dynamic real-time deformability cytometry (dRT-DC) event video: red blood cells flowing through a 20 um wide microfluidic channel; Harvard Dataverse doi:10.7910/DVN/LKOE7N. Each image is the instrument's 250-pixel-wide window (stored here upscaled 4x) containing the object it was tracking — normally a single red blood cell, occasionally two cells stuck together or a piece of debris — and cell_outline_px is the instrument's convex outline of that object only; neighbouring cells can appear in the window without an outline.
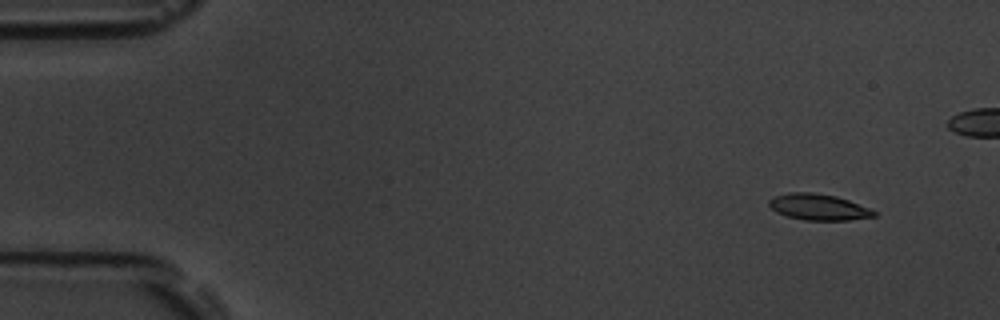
{"species": "common noctule bat (a hibernating species)", "species_latin": "Nyctalus noctula", "temperature_condition": "room temperature", "stored_images_in_passage": 52, "camera_frame_rate_fps": 3000, "um_per_image_px": 0.085, "animal": {"sex": "male", "body_mass_g": 19.5, "forearm_length_mm": 54.6}, "frame": {"image": 1, "passage_image": 1, "time_ms": 0.0, "image_size_px": [1000, 320], "cell_outline_px": [[876, 216], [848, 220], [804, 220], [788, 216], [776, 212], [768, 204], [768, 200], [772, 196], [788, 192], [812, 192], [836, 196], [848, 200], [868, 208], [876, 212]], "centroid_in_image_um": [69.52, 17.59], "position_along_channel_um": 15.5, "area_um2": 15.95}}
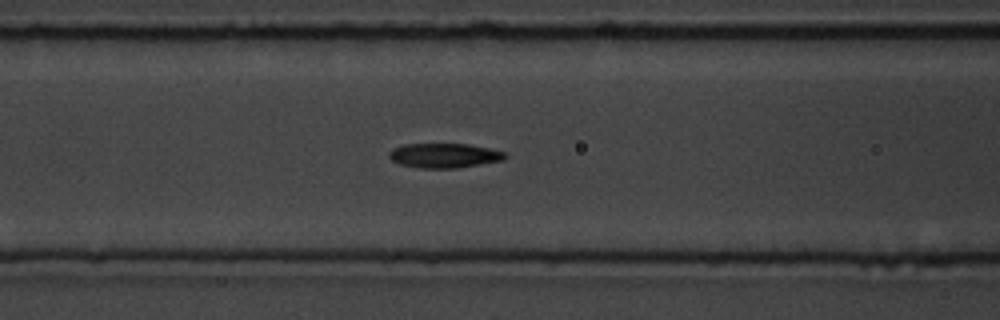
{"frame": {"image": 2, "passage_image": 19, "time_ms": 6.0, "image_size_px": [1000, 320], "cell_outline_px": [[508, 156], [504, 160], [456, 168], [420, 168], [400, 164], [392, 160], [388, 156], [388, 152], [392, 148], [404, 144], [468, 144], [508, 152]], "centroid_in_image_um": [37.77, 13.21], "position_along_channel_um": 128.8, "area_um2": 16.7}}
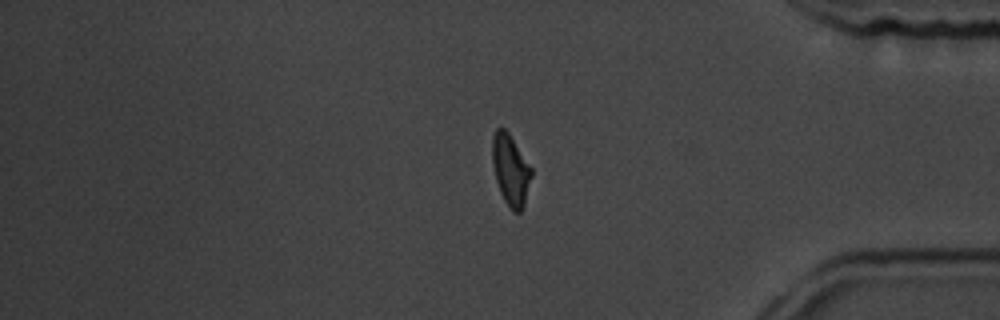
{"frame": {"image": 3, "passage_image": 42, "time_ms": 13.667, "image_size_px": [1000, 320], "cell_outline_px": [[532, 176], [524, 204], [520, 212], [512, 212], [504, 200], [500, 192], [496, 180], [492, 164], [492, 136], [496, 128], [504, 128], [508, 132], [532, 168]], "centroid_in_image_um": [43.39, 14.44], "position_along_channel_um": 391.8, "area_um2": 16.18}, "authors_computed_cell_mechanics": {"area_um2": 16.2129, "velocity_mm_per_s": 3.7399, "shape_relaxation_time_tau1_ms": 3.7805, "shape_relaxation_time_tau2_ms": 2.1528, "deformation_change_tau1": 0.1341, "deformation_change_tau2": 0.0868}}